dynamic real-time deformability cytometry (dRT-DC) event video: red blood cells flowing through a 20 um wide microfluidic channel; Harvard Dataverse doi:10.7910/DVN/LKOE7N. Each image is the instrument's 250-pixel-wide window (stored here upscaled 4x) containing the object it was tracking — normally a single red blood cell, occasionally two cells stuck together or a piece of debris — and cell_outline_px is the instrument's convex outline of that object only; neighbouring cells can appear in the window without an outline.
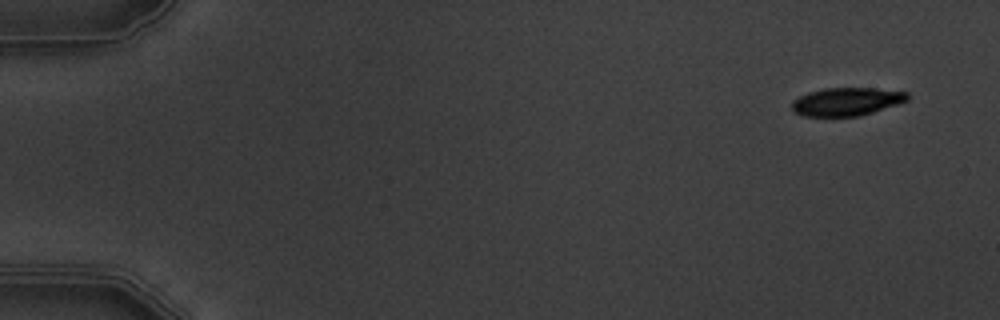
{"species": "common noctule bat (a hibernating species)", "species_latin": "Nyctalus noctula", "temperature_condition": "warm", "stored_images_in_passage": 5, "camera_frame_rate_fps": 3000, "um_per_image_px": 0.085, "animal": {"sex": "male", "body_mass_g": 19.5, "forearm_length_mm": 54.6}, "frame": {"image": 1, "passage_image": 1, "time_ms": 0.0, "image_size_px": [1000, 320], "cell_outline_px": [[908, 100], [900, 104], [860, 116], [804, 116], [792, 112], [792, 100], [808, 92], [824, 88], [872, 88], [908, 92]], "centroid_in_image_um": [71.96, 8.64], "position_along_channel_um": 13.0, "area_um2": 19.07}}
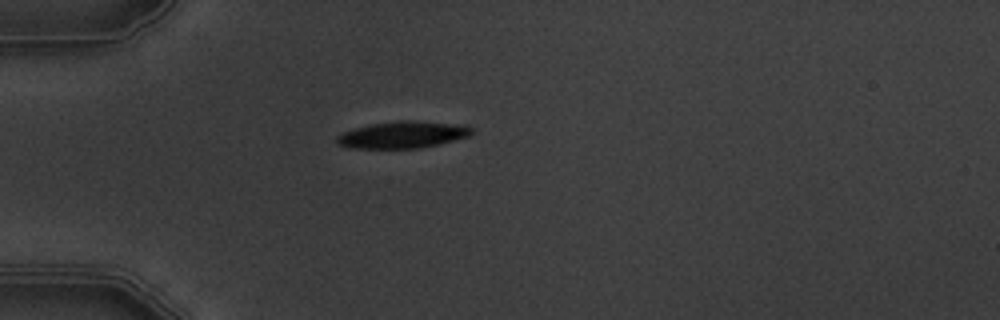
{"frame": {"image": 2, "passage_image": 4, "time_ms": 4.333, "image_size_px": [1000, 320], "cell_outline_px": [[472, 132], [468, 136], [440, 144], [420, 148], [352, 148], [336, 144], [336, 136], [344, 132], [356, 128], [372, 124], [400, 120], [408, 120], [452, 124], [472, 128]], "centroid_in_image_um": [34.17, 11.47], "position_along_channel_um": 50.8, "area_um2": 20.69}}